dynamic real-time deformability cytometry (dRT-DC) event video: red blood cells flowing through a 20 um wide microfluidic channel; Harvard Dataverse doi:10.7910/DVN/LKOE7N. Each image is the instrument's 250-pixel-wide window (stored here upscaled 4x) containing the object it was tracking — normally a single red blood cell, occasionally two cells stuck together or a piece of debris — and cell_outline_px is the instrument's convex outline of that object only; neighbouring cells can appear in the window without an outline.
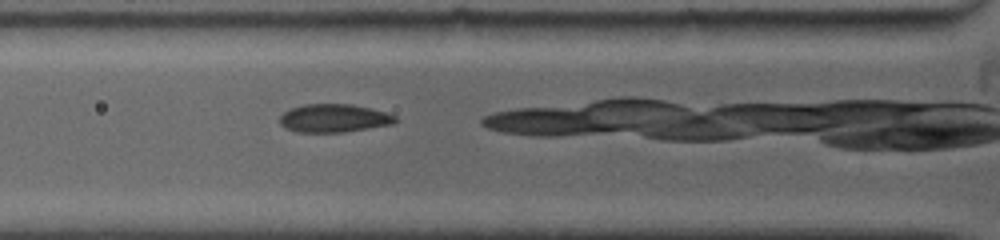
{"species": "common noctule bat (a hibernating species)", "species_latin": "Nyctalus noctula", "temperature_condition": "warm", "stored_images_in_passage": 3, "camera_frame_rate_fps": 5000, "um_per_image_px": 0.085, "animal": {"sex": "female", "body_mass_g": 19.0, "forearm_length_mm": 53.3}, "frame": {"image": 1, "passage_image": 3, "time_ms": 1.2, "image_size_px": [1000, 240], "cell_outline_px": [[400, 120], [392, 124], [344, 132], [296, 132], [284, 128], [280, 124], [280, 116], [284, 112], [292, 108], [304, 104], [352, 104], [388, 112], [396, 116]], "centroid_in_image_um": [28.4, 10.04], "position_along_channel_um": 97.4, "area_um2": 19.13}}